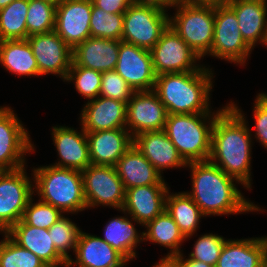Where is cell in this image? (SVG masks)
<instances>
[{
    "label": "cell",
    "mask_w": 267,
    "mask_h": 267,
    "mask_svg": "<svg viewBox=\"0 0 267 267\" xmlns=\"http://www.w3.org/2000/svg\"><path fill=\"white\" fill-rule=\"evenodd\" d=\"M235 102L216 117L211 134L209 161L251 189V130Z\"/></svg>",
    "instance_id": "6da1fadb"
},
{
    "label": "cell",
    "mask_w": 267,
    "mask_h": 267,
    "mask_svg": "<svg viewBox=\"0 0 267 267\" xmlns=\"http://www.w3.org/2000/svg\"><path fill=\"white\" fill-rule=\"evenodd\" d=\"M187 166L192 173V192L186 193L205 216L261 210L237 189L236 184L240 183L237 179L224 173L211 161L190 162Z\"/></svg>",
    "instance_id": "7a4b0ae2"
},
{
    "label": "cell",
    "mask_w": 267,
    "mask_h": 267,
    "mask_svg": "<svg viewBox=\"0 0 267 267\" xmlns=\"http://www.w3.org/2000/svg\"><path fill=\"white\" fill-rule=\"evenodd\" d=\"M157 75L154 91L168 114L210 113L212 69Z\"/></svg>",
    "instance_id": "3957f363"
},
{
    "label": "cell",
    "mask_w": 267,
    "mask_h": 267,
    "mask_svg": "<svg viewBox=\"0 0 267 267\" xmlns=\"http://www.w3.org/2000/svg\"><path fill=\"white\" fill-rule=\"evenodd\" d=\"M228 105L216 113L167 115L164 131L186 163L209 159L214 122Z\"/></svg>",
    "instance_id": "277c9868"
},
{
    "label": "cell",
    "mask_w": 267,
    "mask_h": 267,
    "mask_svg": "<svg viewBox=\"0 0 267 267\" xmlns=\"http://www.w3.org/2000/svg\"><path fill=\"white\" fill-rule=\"evenodd\" d=\"M32 171L35 183L33 191L38 192L41 201L56 207L63 214L87 209L81 171L53 165Z\"/></svg>",
    "instance_id": "5b68a950"
},
{
    "label": "cell",
    "mask_w": 267,
    "mask_h": 267,
    "mask_svg": "<svg viewBox=\"0 0 267 267\" xmlns=\"http://www.w3.org/2000/svg\"><path fill=\"white\" fill-rule=\"evenodd\" d=\"M175 8L177 11L169 17V25L202 59L213 43L215 6L182 1Z\"/></svg>",
    "instance_id": "8992f818"
},
{
    "label": "cell",
    "mask_w": 267,
    "mask_h": 267,
    "mask_svg": "<svg viewBox=\"0 0 267 267\" xmlns=\"http://www.w3.org/2000/svg\"><path fill=\"white\" fill-rule=\"evenodd\" d=\"M167 10L133 2L124 12L121 41L151 50L169 26Z\"/></svg>",
    "instance_id": "52a82bcc"
},
{
    "label": "cell",
    "mask_w": 267,
    "mask_h": 267,
    "mask_svg": "<svg viewBox=\"0 0 267 267\" xmlns=\"http://www.w3.org/2000/svg\"><path fill=\"white\" fill-rule=\"evenodd\" d=\"M252 48L244 41L234 10L227 5L215 6L214 37L210 56L243 65Z\"/></svg>",
    "instance_id": "ba28073f"
},
{
    "label": "cell",
    "mask_w": 267,
    "mask_h": 267,
    "mask_svg": "<svg viewBox=\"0 0 267 267\" xmlns=\"http://www.w3.org/2000/svg\"><path fill=\"white\" fill-rule=\"evenodd\" d=\"M32 183L25 166L16 170L0 171V232H7L22 219L34 194Z\"/></svg>",
    "instance_id": "9c48e42d"
},
{
    "label": "cell",
    "mask_w": 267,
    "mask_h": 267,
    "mask_svg": "<svg viewBox=\"0 0 267 267\" xmlns=\"http://www.w3.org/2000/svg\"><path fill=\"white\" fill-rule=\"evenodd\" d=\"M81 173L87 209L99 205L123 209L126 190L115 167L91 164Z\"/></svg>",
    "instance_id": "30bf717a"
},
{
    "label": "cell",
    "mask_w": 267,
    "mask_h": 267,
    "mask_svg": "<svg viewBox=\"0 0 267 267\" xmlns=\"http://www.w3.org/2000/svg\"><path fill=\"white\" fill-rule=\"evenodd\" d=\"M156 75L183 73L200 70L197 63L201 58L169 25L159 41L150 50Z\"/></svg>",
    "instance_id": "8fae6325"
},
{
    "label": "cell",
    "mask_w": 267,
    "mask_h": 267,
    "mask_svg": "<svg viewBox=\"0 0 267 267\" xmlns=\"http://www.w3.org/2000/svg\"><path fill=\"white\" fill-rule=\"evenodd\" d=\"M8 106H0V171L25 166L26 154L34 151L30 135Z\"/></svg>",
    "instance_id": "7c38bea8"
},
{
    "label": "cell",
    "mask_w": 267,
    "mask_h": 267,
    "mask_svg": "<svg viewBox=\"0 0 267 267\" xmlns=\"http://www.w3.org/2000/svg\"><path fill=\"white\" fill-rule=\"evenodd\" d=\"M167 115L154 90L134 91L126 104V128L133 138L144 132L162 131Z\"/></svg>",
    "instance_id": "4fadbf2b"
},
{
    "label": "cell",
    "mask_w": 267,
    "mask_h": 267,
    "mask_svg": "<svg viewBox=\"0 0 267 267\" xmlns=\"http://www.w3.org/2000/svg\"><path fill=\"white\" fill-rule=\"evenodd\" d=\"M115 71L134 91L154 90L157 75L148 49L120 40Z\"/></svg>",
    "instance_id": "5bb4252c"
},
{
    "label": "cell",
    "mask_w": 267,
    "mask_h": 267,
    "mask_svg": "<svg viewBox=\"0 0 267 267\" xmlns=\"http://www.w3.org/2000/svg\"><path fill=\"white\" fill-rule=\"evenodd\" d=\"M37 61L39 74L59 75L66 79L72 63V49L55 32L32 35L27 38Z\"/></svg>",
    "instance_id": "9a60e30c"
},
{
    "label": "cell",
    "mask_w": 267,
    "mask_h": 267,
    "mask_svg": "<svg viewBox=\"0 0 267 267\" xmlns=\"http://www.w3.org/2000/svg\"><path fill=\"white\" fill-rule=\"evenodd\" d=\"M92 0H63L56 6L55 32L73 49L91 37Z\"/></svg>",
    "instance_id": "2e32d148"
},
{
    "label": "cell",
    "mask_w": 267,
    "mask_h": 267,
    "mask_svg": "<svg viewBox=\"0 0 267 267\" xmlns=\"http://www.w3.org/2000/svg\"><path fill=\"white\" fill-rule=\"evenodd\" d=\"M52 138L59 161L53 166L75 170H85L91 165L86 131L78 132L68 126H53Z\"/></svg>",
    "instance_id": "e0dca14e"
},
{
    "label": "cell",
    "mask_w": 267,
    "mask_h": 267,
    "mask_svg": "<svg viewBox=\"0 0 267 267\" xmlns=\"http://www.w3.org/2000/svg\"><path fill=\"white\" fill-rule=\"evenodd\" d=\"M91 164L113 166L133 145L127 128L86 132Z\"/></svg>",
    "instance_id": "ac0fdd59"
},
{
    "label": "cell",
    "mask_w": 267,
    "mask_h": 267,
    "mask_svg": "<svg viewBox=\"0 0 267 267\" xmlns=\"http://www.w3.org/2000/svg\"><path fill=\"white\" fill-rule=\"evenodd\" d=\"M168 190L166 185H146L126 189L121 211L128 213L137 224L145 226L165 210Z\"/></svg>",
    "instance_id": "d6986e66"
},
{
    "label": "cell",
    "mask_w": 267,
    "mask_h": 267,
    "mask_svg": "<svg viewBox=\"0 0 267 267\" xmlns=\"http://www.w3.org/2000/svg\"><path fill=\"white\" fill-rule=\"evenodd\" d=\"M75 260L69 259L67 267H124L129 262L121 253L105 242L102 237L80 231Z\"/></svg>",
    "instance_id": "ffe728a7"
},
{
    "label": "cell",
    "mask_w": 267,
    "mask_h": 267,
    "mask_svg": "<svg viewBox=\"0 0 267 267\" xmlns=\"http://www.w3.org/2000/svg\"><path fill=\"white\" fill-rule=\"evenodd\" d=\"M133 144L160 174L165 169L187 167L164 130L136 135Z\"/></svg>",
    "instance_id": "44dd1931"
},
{
    "label": "cell",
    "mask_w": 267,
    "mask_h": 267,
    "mask_svg": "<svg viewBox=\"0 0 267 267\" xmlns=\"http://www.w3.org/2000/svg\"><path fill=\"white\" fill-rule=\"evenodd\" d=\"M81 112V128L86 132L126 128L125 102L99 96L88 101Z\"/></svg>",
    "instance_id": "7402d4cb"
},
{
    "label": "cell",
    "mask_w": 267,
    "mask_h": 267,
    "mask_svg": "<svg viewBox=\"0 0 267 267\" xmlns=\"http://www.w3.org/2000/svg\"><path fill=\"white\" fill-rule=\"evenodd\" d=\"M17 244L38 256L48 267H67V260L56 250L48 229L18 221L6 232Z\"/></svg>",
    "instance_id": "603a6c76"
},
{
    "label": "cell",
    "mask_w": 267,
    "mask_h": 267,
    "mask_svg": "<svg viewBox=\"0 0 267 267\" xmlns=\"http://www.w3.org/2000/svg\"><path fill=\"white\" fill-rule=\"evenodd\" d=\"M120 40L89 37L72 49L71 65L99 72L115 70Z\"/></svg>",
    "instance_id": "cb8c5ba5"
},
{
    "label": "cell",
    "mask_w": 267,
    "mask_h": 267,
    "mask_svg": "<svg viewBox=\"0 0 267 267\" xmlns=\"http://www.w3.org/2000/svg\"><path fill=\"white\" fill-rule=\"evenodd\" d=\"M216 267H267L266 236L226 240Z\"/></svg>",
    "instance_id": "d4e9b609"
},
{
    "label": "cell",
    "mask_w": 267,
    "mask_h": 267,
    "mask_svg": "<svg viewBox=\"0 0 267 267\" xmlns=\"http://www.w3.org/2000/svg\"><path fill=\"white\" fill-rule=\"evenodd\" d=\"M124 188L146 185H167L162 175L134 146L125 152L115 165Z\"/></svg>",
    "instance_id": "484cf974"
},
{
    "label": "cell",
    "mask_w": 267,
    "mask_h": 267,
    "mask_svg": "<svg viewBox=\"0 0 267 267\" xmlns=\"http://www.w3.org/2000/svg\"><path fill=\"white\" fill-rule=\"evenodd\" d=\"M244 41L252 48L262 43L267 29V3L257 0H230Z\"/></svg>",
    "instance_id": "4316f807"
},
{
    "label": "cell",
    "mask_w": 267,
    "mask_h": 267,
    "mask_svg": "<svg viewBox=\"0 0 267 267\" xmlns=\"http://www.w3.org/2000/svg\"><path fill=\"white\" fill-rule=\"evenodd\" d=\"M0 64L18 76H39L37 61L27 39L0 41Z\"/></svg>",
    "instance_id": "83f0119b"
},
{
    "label": "cell",
    "mask_w": 267,
    "mask_h": 267,
    "mask_svg": "<svg viewBox=\"0 0 267 267\" xmlns=\"http://www.w3.org/2000/svg\"><path fill=\"white\" fill-rule=\"evenodd\" d=\"M165 211L177 224L185 238H190L197 231L201 217L205 215L186 192H167Z\"/></svg>",
    "instance_id": "f1b7e54d"
},
{
    "label": "cell",
    "mask_w": 267,
    "mask_h": 267,
    "mask_svg": "<svg viewBox=\"0 0 267 267\" xmlns=\"http://www.w3.org/2000/svg\"><path fill=\"white\" fill-rule=\"evenodd\" d=\"M144 227L147 230L143 232V241L160 244L170 249V252L161 259L170 260L181 254V248L179 246L182 245L186 238L165 210L153 220L149 221Z\"/></svg>",
    "instance_id": "f546056e"
},
{
    "label": "cell",
    "mask_w": 267,
    "mask_h": 267,
    "mask_svg": "<svg viewBox=\"0 0 267 267\" xmlns=\"http://www.w3.org/2000/svg\"><path fill=\"white\" fill-rule=\"evenodd\" d=\"M120 216L109 220L105 225V242L121 253L128 261L136 258V247L143 241V232L138 233L131 220L132 217ZM130 220V221H129Z\"/></svg>",
    "instance_id": "4dcf8cb0"
},
{
    "label": "cell",
    "mask_w": 267,
    "mask_h": 267,
    "mask_svg": "<svg viewBox=\"0 0 267 267\" xmlns=\"http://www.w3.org/2000/svg\"><path fill=\"white\" fill-rule=\"evenodd\" d=\"M28 0H14L0 9V41L27 39Z\"/></svg>",
    "instance_id": "1f68e13d"
},
{
    "label": "cell",
    "mask_w": 267,
    "mask_h": 267,
    "mask_svg": "<svg viewBox=\"0 0 267 267\" xmlns=\"http://www.w3.org/2000/svg\"><path fill=\"white\" fill-rule=\"evenodd\" d=\"M56 6L45 0H28L27 38L55 30Z\"/></svg>",
    "instance_id": "d6a6232c"
},
{
    "label": "cell",
    "mask_w": 267,
    "mask_h": 267,
    "mask_svg": "<svg viewBox=\"0 0 267 267\" xmlns=\"http://www.w3.org/2000/svg\"><path fill=\"white\" fill-rule=\"evenodd\" d=\"M0 242V267H48L38 256L17 244L6 232Z\"/></svg>",
    "instance_id": "836d02e7"
},
{
    "label": "cell",
    "mask_w": 267,
    "mask_h": 267,
    "mask_svg": "<svg viewBox=\"0 0 267 267\" xmlns=\"http://www.w3.org/2000/svg\"><path fill=\"white\" fill-rule=\"evenodd\" d=\"M124 13L110 14L92 3L90 34L94 38L121 40Z\"/></svg>",
    "instance_id": "e575fe53"
},
{
    "label": "cell",
    "mask_w": 267,
    "mask_h": 267,
    "mask_svg": "<svg viewBox=\"0 0 267 267\" xmlns=\"http://www.w3.org/2000/svg\"><path fill=\"white\" fill-rule=\"evenodd\" d=\"M64 81H73L76 91L88 101L100 96L102 72L85 68L83 66L71 65Z\"/></svg>",
    "instance_id": "d590c367"
},
{
    "label": "cell",
    "mask_w": 267,
    "mask_h": 267,
    "mask_svg": "<svg viewBox=\"0 0 267 267\" xmlns=\"http://www.w3.org/2000/svg\"><path fill=\"white\" fill-rule=\"evenodd\" d=\"M81 229L69 218L62 216L55 224L49 229V235H51L52 242L54 243L56 250L68 261L71 259L68 250L75 252L77 240Z\"/></svg>",
    "instance_id": "8d00e7d4"
},
{
    "label": "cell",
    "mask_w": 267,
    "mask_h": 267,
    "mask_svg": "<svg viewBox=\"0 0 267 267\" xmlns=\"http://www.w3.org/2000/svg\"><path fill=\"white\" fill-rule=\"evenodd\" d=\"M33 200L32 196L21 219L26 225L49 229L63 216L62 212L56 207L43 202L40 199L37 203H33Z\"/></svg>",
    "instance_id": "74e56055"
},
{
    "label": "cell",
    "mask_w": 267,
    "mask_h": 267,
    "mask_svg": "<svg viewBox=\"0 0 267 267\" xmlns=\"http://www.w3.org/2000/svg\"><path fill=\"white\" fill-rule=\"evenodd\" d=\"M225 241V238L218 234L210 233L201 235L194 244L193 251L189 254V258L216 267Z\"/></svg>",
    "instance_id": "f35d334b"
},
{
    "label": "cell",
    "mask_w": 267,
    "mask_h": 267,
    "mask_svg": "<svg viewBox=\"0 0 267 267\" xmlns=\"http://www.w3.org/2000/svg\"><path fill=\"white\" fill-rule=\"evenodd\" d=\"M134 90L127 82L115 71L102 72L101 97H108L128 103Z\"/></svg>",
    "instance_id": "ab89813d"
},
{
    "label": "cell",
    "mask_w": 267,
    "mask_h": 267,
    "mask_svg": "<svg viewBox=\"0 0 267 267\" xmlns=\"http://www.w3.org/2000/svg\"><path fill=\"white\" fill-rule=\"evenodd\" d=\"M255 138L267 149V94L259 93L254 103Z\"/></svg>",
    "instance_id": "60d3db41"
},
{
    "label": "cell",
    "mask_w": 267,
    "mask_h": 267,
    "mask_svg": "<svg viewBox=\"0 0 267 267\" xmlns=\"http://www.w3.org/2000/svg\"><path fill=\"white\" fill-rule=\"evenodd\" d=\"M134 0H92V3L110 14L124 13Z\"/></svg>",
    "instance_id": "b9f144b4"
},
{
    "label": "cell",
    "mask_w": 267,
    "mask_h": 267,
    "mask_svg": "<svg viewBox=\"0 0 267 267\" xmlns=\"http://www.w3.org/2000/svg\"><path fill=\"white\" fill-rule=\"evenodd\" d=\"M170 260L172 261L173 267H213L202 261H198V260H194L190 258L184 259V256L182 253L173 257Z\"/></svg>",
    "instance_id": "7bdbcfd3"
},
{
    "label": "cell",
    "mask_w": 267,
    "mask_h": 267,
    "mask_svg": "<svg viewBox=\"0 0 267 267\" xmlns=\"http://www.w3.org/2000/svg\"><path fill=\"white\" fill-rule=\"evenodd\" d=\"M134 1L145 4H153L167 10V8L170 9V7H175L178 3L182 2L183 0H134Z\"/></svg>",
    "instance_id": "ee69618b"
},
{
    "label": "cell",
    "mask_w": 267,
    "mask_h": 267,
    "mask_svg": "<svg viewBox=\"0 0 267 267\" xmlns=\"http://www.w3.org/2000/svg\"><path fill=\"white\" fill-rule=\"evenodd\" d=\"M192 4H203V5H227L230 0H183Z\"/></svg>",
    "instance_id": "f6af8a7d"
},
{
    "label": "cell",
    "mask_w": 267,
    "mask_h": 267,
    "mask_svg": "<svg viewBox=\"0 0 267 267\" xmlns=\"http://www.w3.org/2000/svg\"><path fill=\"white\" fill-rule=\"evenodd\" d=\"M154 267H173V264L169 259H160V262L154 265Z\"/></svg>",
    "instance_id": "bcb514c9"
},
{
    "label": "cell",
    "mask_w": 267,
    "mask_h": 267,
    "mask_svg": "<svg viewBox=\"0 0 267 267\" xmlns=\"http://www.w3.org/2000/svg\"><path fill=\"white\" fill-rule=\"evenodd\" d=\"M14 0H0V9L8 6L10 3H12Z\"/></svg>",
    "instance_id": "7dc6e473"
},
{
    "label": "cell",
    "mask_w": 267,
    "mask_h": 267,
    "mask_svg": "<svg viewBox=\"0 0 267 267\" xmlns=\"http://www.w3.org/2000/svg\"><path fill=\"white\" fill-rule=\"evenodd\" d=\"M45 1H49L55 5H59L63 0H45Z\"/></svg>",
    "instance_id": "c3c4849f"
},
{
    "label": "cell",
    "mask_w": 267,
    "mask_h": 267,
    "mask_svg": "<svg viewBox=\"0 0 267 267\" xmlns=\"http://www.w3.org/2000/svg\"><path fill=\"white\" fill-rule=\"evenodd\" d=\"M263 44L267 47V29H266V33H265V38H264Z\"/></svg>",
    "instance_id": "681fc988"
}]
</instances>
